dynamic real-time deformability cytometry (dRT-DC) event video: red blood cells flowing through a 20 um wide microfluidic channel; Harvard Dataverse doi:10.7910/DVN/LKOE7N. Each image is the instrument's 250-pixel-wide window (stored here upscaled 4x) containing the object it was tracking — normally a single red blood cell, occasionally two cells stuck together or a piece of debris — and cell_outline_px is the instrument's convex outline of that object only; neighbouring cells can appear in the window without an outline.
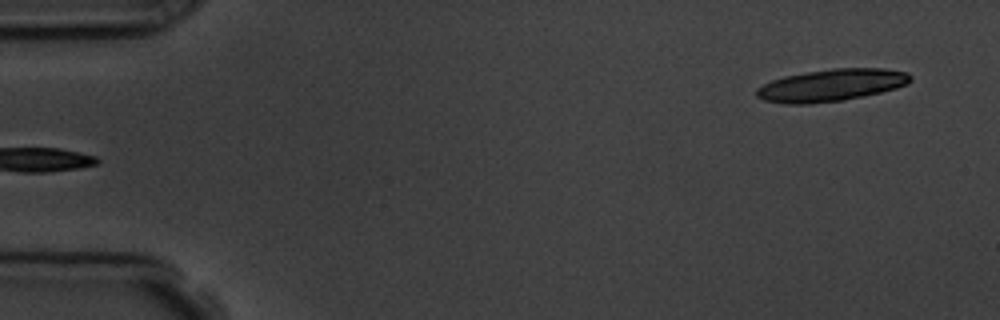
{"species": "common noctule bat (a hibernating species)", "species_latin": "Nyctalus noctula", "temperature_condition": "room temperature", "stored_images_in_passage": 4, "camera_frame_rate_fps": 3000, "um_per_image_px": 0.085, "animal": {"sex": "male", "body_mass_g": 19.5, "forearm_length_mm": 54.6}, "frame": {"image": 1, "passage_image": 4, "time_ms": 3.333, "image_size_px": [1000, 320], "cell_outline_px": [[912, 80], [908, 84], [896, 88], [880, 92], [840, 100], [808, 104], [784, 104], [764, 100], [756, 96], [756, 88], [772, 80], [784, 76], [832, 68], [884, 68], [908, 72], [912, 76]], "centroid_in_image_um": [70.67, 7.23], "position_along_channel_um": 14.3, "area_um2": 28.73}}